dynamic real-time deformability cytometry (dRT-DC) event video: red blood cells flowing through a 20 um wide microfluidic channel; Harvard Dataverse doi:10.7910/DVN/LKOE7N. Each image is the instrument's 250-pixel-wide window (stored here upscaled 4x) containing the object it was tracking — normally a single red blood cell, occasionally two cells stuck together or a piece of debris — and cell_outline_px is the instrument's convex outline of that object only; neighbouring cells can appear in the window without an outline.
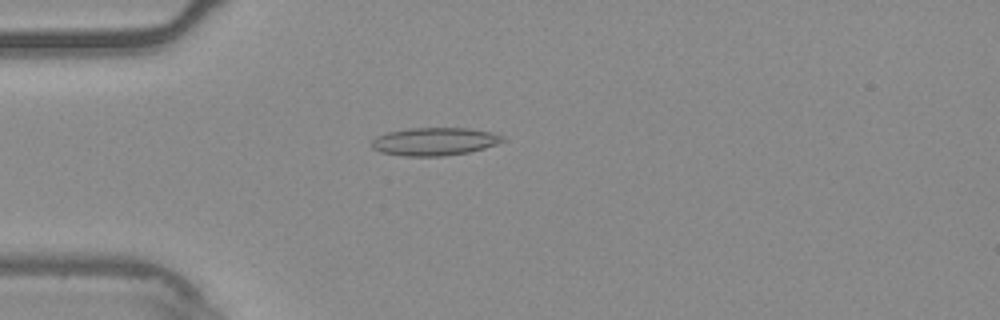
{"species": "common noctule bat (a hibernating species)", "species_latin": "Nyctalus noctula", "temperature_condition": "warm", "stored_images_in_passage": 54, "camera_frame_rate_fps": 3000, "um_per_image_px": 0.085, "animal": {"sex": "male", "body_mass_g": 20.4}, "frame": {"image": 1, "passage_image": 15, "time_ms": 4.667, "image_size_px": [1000, 320], "cell_outline_px": [[504, 140], [496, 144], [484, 148], [468, 152], [444, 156], [404, 156], [380, 152], [372, 148], [372, 140], [376, 136], [388, 132], [408, 128], [468, 128], [492, 132], [504, 136]], "centroid_in_image_um": [36.92, 12.02], "position_along_channel_um": 48.1, "area_um2": 21.33}}
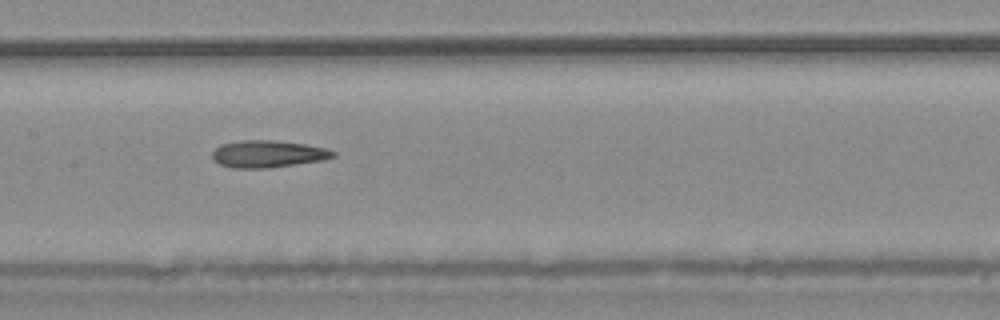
{"frame": {"image": 2, "passage_image": 27, "time_ms": 8.667, "image_size_px": [1000, 320], "cell_outline_px": [[336, 156], [324, 160], [268, 168], [232, 168], [220, 164], [212, 160], [212, 152], [220, 144], [244, 140], [272, 140], [304, 144], [324, 148], [336, 152]], "centroid_in_image_um": [22.75, 13.09], "position_along_channel_um": 184.6, "area_um2": 19.07}}
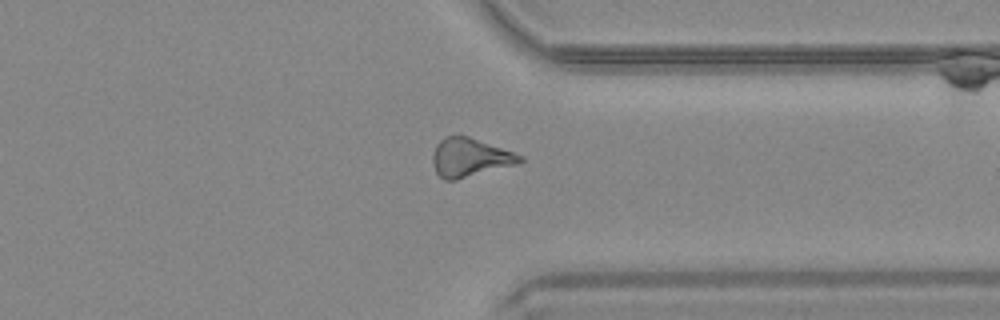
{"frame": {"image": 3, "passage_image": 42, "time_ms": 13.667, "image_size_px": [1000, 320], "cell_outline_px": [[524, 160], [520, 164], [456, 180], [444, 180], [436, 172], [432, 164], [432, 156], [436, 144], [444, 136], [468, 136], [524, 156]], "centroid_in_image_um": [39.95, 13.4], "position_along_channel_um": 371.5, "area_um2": 19.77}, "authors_computed_cell_mechanics": {"area_um2": 19.3919, "velocity_mm_per_s": 3.7615, "shape_relaxation_time_tau1_ms": null, "shape_relaxation_time_tau2_ms": 9.889, "deformation_change_tau1": null, "deformation_change_tau2": 0.25}}